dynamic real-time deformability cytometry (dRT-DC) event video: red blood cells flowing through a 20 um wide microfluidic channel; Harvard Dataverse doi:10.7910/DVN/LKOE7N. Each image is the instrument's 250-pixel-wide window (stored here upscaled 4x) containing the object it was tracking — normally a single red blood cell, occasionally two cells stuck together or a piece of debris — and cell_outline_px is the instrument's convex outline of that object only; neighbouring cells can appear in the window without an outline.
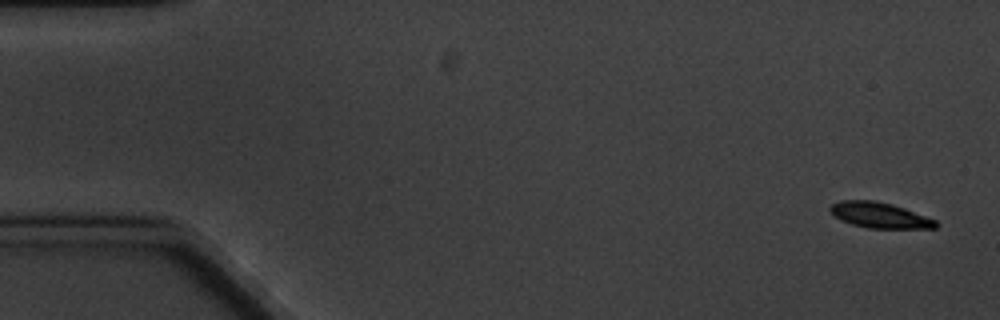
{"species": "common noctule bat (a hibernating species)", "species_latin": "Nyctalus noctula", "temperature_condition": "cold", "stored_images_in_passage": 7, "camera_frame_rate_fps": 3000, "um_per_image_px": 0.085, "animal": {"sex": "male", "body_mass_g": 20.1, "forearm_length_mm": 53.5}, "frame": {"image": 1, "passage_image": 1, "time_ms": 0.0, "image_size_px": [1000, 320], "cell_outline_px": [[936, 228], [868, 228], [852, 224], [840, 220], [828, 208], [832, 204], [840, 200], [876, 200], [892, 204], [904, 208], [936, 220]], "centroid_in_image_um": [74.74, 18.28], "position_along_channel_um": 10.3, "area_um2": 15.61}}
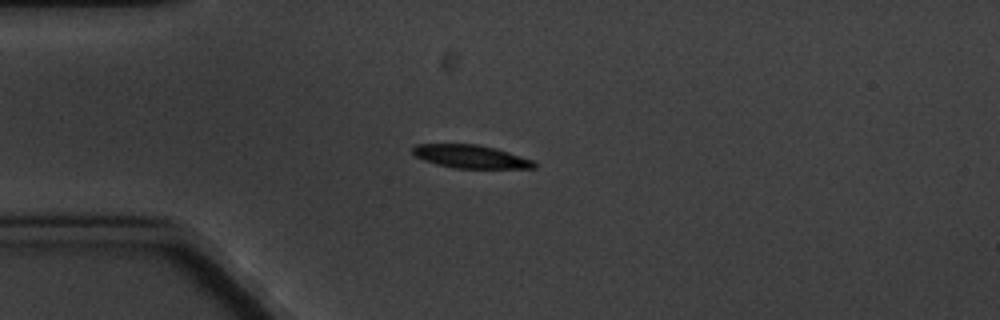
{"frame": {"image": 2, "passage_image": 4, "time_ms": 4.333, "image_size_px": [1000, 320], "cell_outline_px": [[536, 168], [456, 168], [436, 164], [424, 160], [416, 156], [412, 152], [412, 148], [416, 144], [476, 144], [496, 148], [532, 160], [536, 164]], "centroid_in_image_um": [39.99, 13.3], "position_along_channel_um": 45.0, "area_um2": 16.24}}
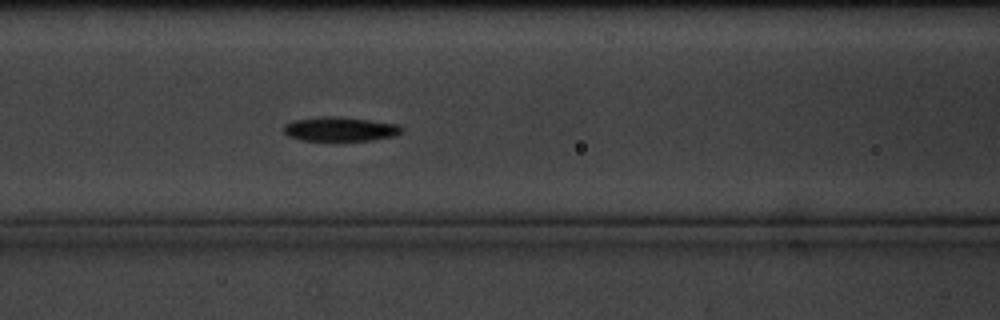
{"frame": {"image": 3, "passage_image": 7, "time_ms": 7.667, "image_size_px": [1000, 320], "cell_outline_px": [[404, 132], [396, 136], [372, 140], [300, 140], [288, 136], [284, 132], [284, 124], [292, 120], [320, 116], [340, 116], [400, 124], [404, 128]], "centroid_in_image_um": [28.95, 10.96], "position_along_channel_um": 137.7, "area_um2": 16.99}}